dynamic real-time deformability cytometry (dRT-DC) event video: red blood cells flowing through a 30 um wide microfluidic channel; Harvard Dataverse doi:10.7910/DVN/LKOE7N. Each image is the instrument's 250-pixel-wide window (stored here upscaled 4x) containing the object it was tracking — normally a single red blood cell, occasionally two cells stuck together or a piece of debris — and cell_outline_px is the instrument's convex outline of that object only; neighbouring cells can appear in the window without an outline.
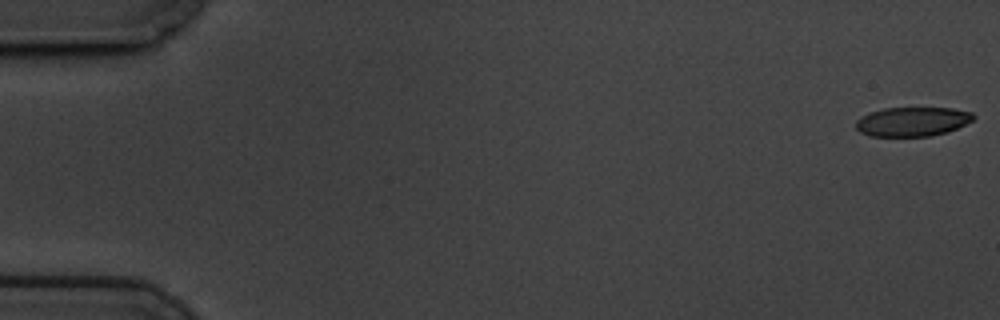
{"species": "common noctule bat (a hibernating species)", "species_latin": "Nyctalus noctula", "temperature_condition": "cold", "stored_images_in_passage": 59, "camera_frame_rate_fps": 3000, "um_per_image_px": 0.085, "animal": {"sex": "male", "body_mass_g": 19.5, "forearm_length_mm": 54.6}, "frame": {"image": 1, "passage_image": 1, "time_ms": 0.0, "image_size_px": [1000, 320], "cell_outline_px": [[976, 116], [972, 120], [948, 132], [932, 136], [868, 136], [860, 132], [856, 128], [856, 120], [872, 112], [884, 108], [952, 108], [972, 112]], "centroid_in_image_um": [77.57, 10.34], "position_along_channel_um": 7.4, "area_um2": 19.94}}
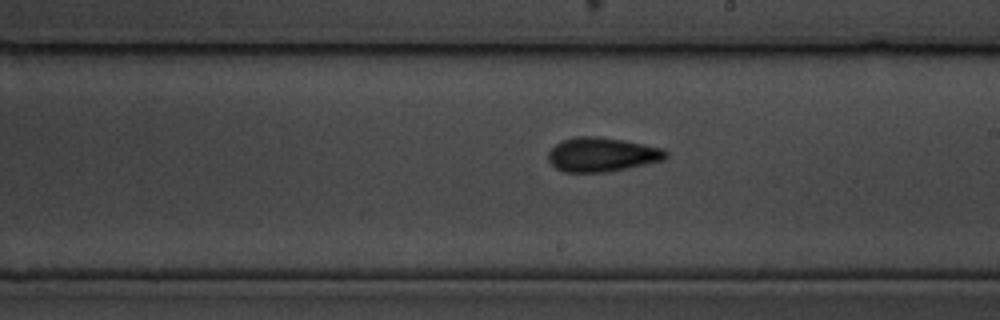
{"frame": {"image": 2, "passage_image": 34, "time_ms": 11.0, "image_size_px": [1000, 320], "cell_outline_px": [[668, 156], [664, 160], [628, 168], [604, 172], [560, 172], [548, 160], [548, 152], [556, 144], [564, 140], [576, 136], [596, 136], [624, 140], [664, 148], [668, 152]], "centroid_in_image_um": [51.18, 13.14], "position_along_channel_um": 237.8, "area_um2": 23.52}}
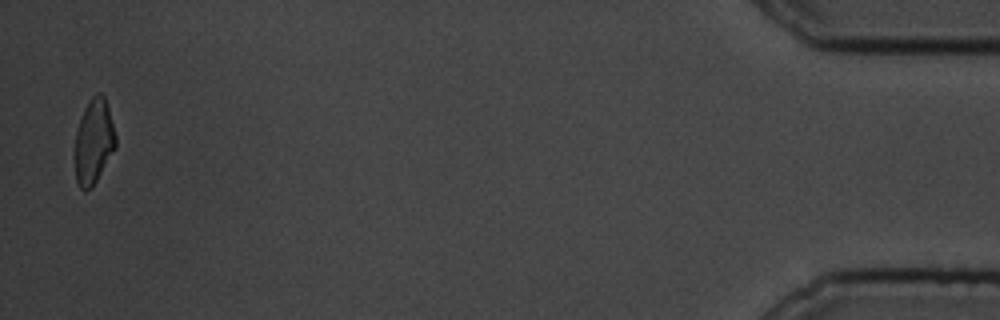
{"frame": {"image": 3, "passage_image": 58, "time_ms": 19.0, "image_size_px": [1000, 320], "cell_outline_px": [[116, 148], [92, 188], [84, 192], [80, 188], [76, 180], [76, 132], [84, 108], [88, 100], [96, 92], [100, 92], [104, 96], [108, 108], [116, 136]], "centroid_in_image_um": [7.98, 12.04], "position_along_channel_um": 427.2, "area_um2": 20.06}, "authors_computed_cell_mechanics": {"area_um2": 22.3108, "velocity_mm_per_s": 3.4433, "shape_relaxation_time_tau1_ms": 5.0566, "shape_relaxation_time_tau2_ms": 3.2521, "deformation_change_tau1": 0.1356, "deformation_change_tau2": 0.1021}}